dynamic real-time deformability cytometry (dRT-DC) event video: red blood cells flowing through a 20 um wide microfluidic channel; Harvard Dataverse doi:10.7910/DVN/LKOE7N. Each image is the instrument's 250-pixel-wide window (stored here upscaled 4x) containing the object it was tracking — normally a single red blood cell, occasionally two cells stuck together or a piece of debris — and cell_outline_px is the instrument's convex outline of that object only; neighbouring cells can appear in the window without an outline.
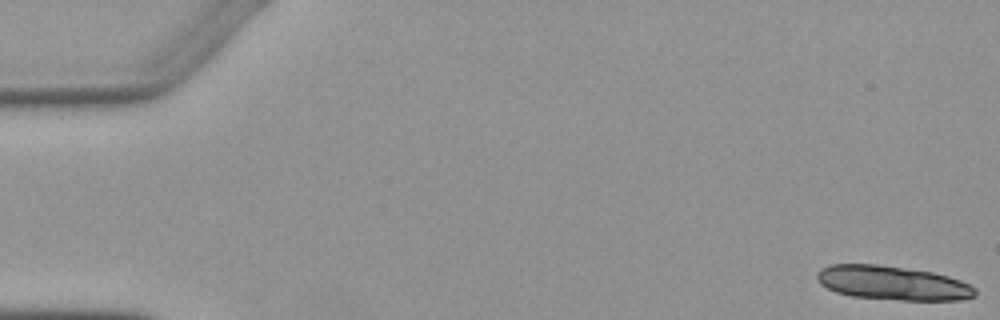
{"species": "Egyptian fruit bat (a non-hibernating species)", "species_latin": "Rousettus aegyptiacus", "temperature_condition": "warm", "stored_images_in_passage": 7, "segment_of_instrument_passage": [1, 2], "camera_frame_rate_fps": 3000, "um_per_image_px": 0.085, "animal": {"sex": "female"}, "frame": {"image": 1, "passage_image": 1, "time_ms": 0.0, "image_size_px": [1000, 320], "cell_outline_px": [[976, 296], [964, 300], [900, 300], [852, 296], [836, 292], [820, 284], [816, 276], [820, 268], [828, 264], [876, 264], [932, 272], [948, 276], [972, 284], [976, 288]], "centroid_in_image_um": [75.89, 24.05], "position_along_channel_um": 9.1, "area_um2": 31.56}}